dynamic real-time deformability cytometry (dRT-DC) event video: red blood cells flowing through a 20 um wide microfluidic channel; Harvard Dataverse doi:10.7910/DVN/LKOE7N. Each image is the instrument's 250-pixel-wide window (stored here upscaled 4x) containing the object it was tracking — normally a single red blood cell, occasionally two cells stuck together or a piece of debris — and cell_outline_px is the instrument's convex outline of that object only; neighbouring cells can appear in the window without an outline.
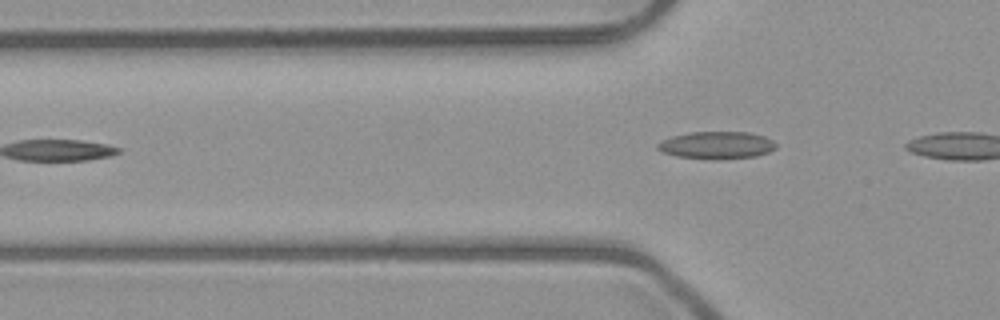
{"species": "common noctule bat (a hibernating species)", "species_latin": "Nyctalus noctula", "temperature_condition": "room temperature", "stored_images_in_passage": 3, "camera_frame_rate_fps": 3000, "um_per_image_px": 0.085, "animal": {"sex": "male", "body_mass_g": 23.1, "forearm_length_mm": 52.7}, "frame": {"image": 1, "passage_image": 3, "time_ms": 2.333, "image_size_px": [1000, 320], "cell_outline_px": [[776, 148], [768, 152], [756, 156], [676, 156], [664, 152], [656, 148], [656, 144], [672, 136], [688, 132], [748, 132], [764, 136], [772, 140], [776, 144]], "centroid_in_image_um": [60.92, 12.27], "position_along_channel_um": 64.9, "area_um2": 17.74}}